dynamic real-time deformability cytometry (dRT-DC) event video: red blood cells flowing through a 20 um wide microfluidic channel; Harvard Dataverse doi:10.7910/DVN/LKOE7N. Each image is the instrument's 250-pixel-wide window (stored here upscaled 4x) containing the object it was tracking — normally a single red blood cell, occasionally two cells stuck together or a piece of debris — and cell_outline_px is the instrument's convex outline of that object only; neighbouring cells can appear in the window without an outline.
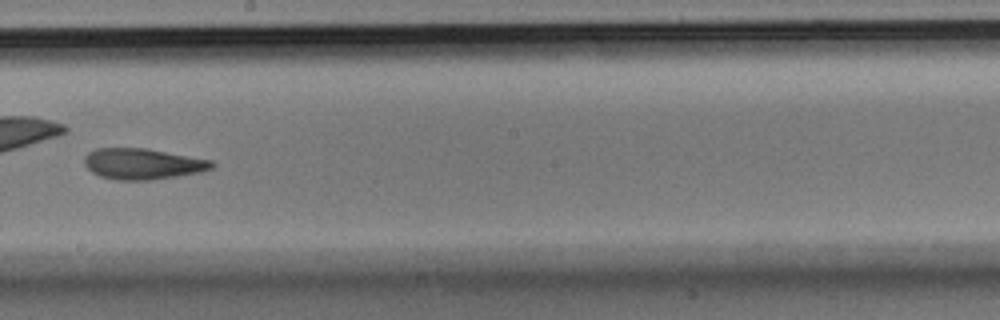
{"species": "Egyptian fruit bat (a non-hibernating species)", "species_latin": "Rousettus aegyptiacus", "temperature_condition": "room temperature", "stored_images_in_passage": 45, "camera_frame_rate_fps": 3000, "um_per_image_px": 0.085, "animal": {"sex": "male"}, "frame": {"image": 1, "passage_image": 26, "time_ms": 8.333, "image_size_px": [1000, 320], "cell_outline_px": [[216, 164], [212, 168], [200, 172], [152, 180], [116, 180], [100, 176], [92, 172], [84, 164], [84, 156], [88, 152], [96, 148], [148, 148], [212, 160]], "centroid_in_image_um": [12.12, 13.92], "position_along_channel_um": 236.1, "area_um2": 23.12}}